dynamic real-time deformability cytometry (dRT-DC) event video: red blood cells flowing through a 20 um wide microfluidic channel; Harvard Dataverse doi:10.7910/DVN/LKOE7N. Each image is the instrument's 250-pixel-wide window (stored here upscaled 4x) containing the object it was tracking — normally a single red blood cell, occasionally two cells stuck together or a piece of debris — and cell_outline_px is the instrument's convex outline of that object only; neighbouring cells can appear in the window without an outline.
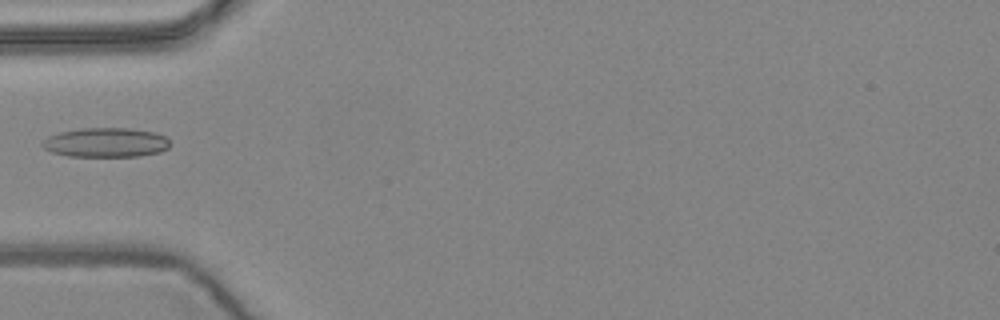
{"species": "common noctule bat (a hibernating species)", "species_latin": "Nyctalus noctula", "temperature_condition": "warm", "stored_images_in_passage": 6, "camera_frame_rate_fps": 3000, "um_per_image_px": 0.085, "animal": {"sex": "female", "body_mass_g": 24.6, "forearm_length_mm": 56.2}, "frame": {"image": 1, "passage_image": 5, "time_ms": 1.333, "image_size_px": [1000, 320], "cell_outline_px": [[168, 148], [160, 152], [140, 156], [68, 156], [52, 152], [44, 148], [40, 144], [48, 136], [60, 132], [80, 128], [128, 128], [156, 132], [164, 136], [168, 140]], "centroid_in_image_um": [8.99, 12.11], "position_along_channel_um": 76.0, "area_um2": 21.85}}
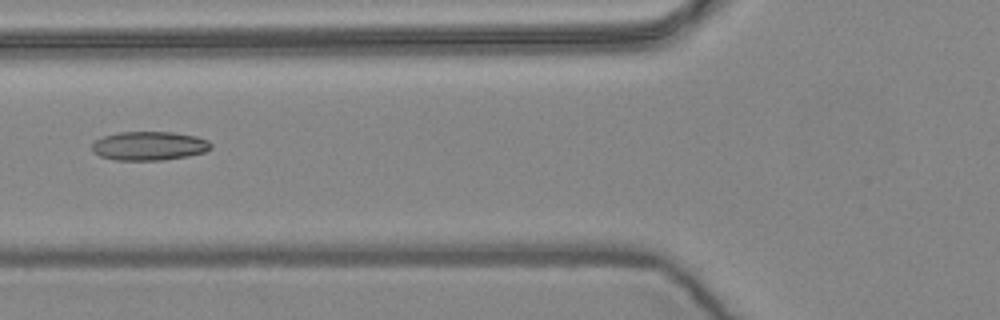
{"frame": {"image": 2, "passage_image": 6, "time_ms": 1.667, "image_size_px": [1000, 320], "cell_outline_px": [[212, 148], [204, 152], [188, 156], [164, 160], [116, 160], [100, 156], [92, 152], [92, 144], [96, 140], [104, 136], [120, 132], [172, 132], [196, 136], [208, 140], [212, 144]], "centroid_in_image_um": [12.69, 12.4], "position_along_channel_um": 113.1, "area_um2": 20.06}}